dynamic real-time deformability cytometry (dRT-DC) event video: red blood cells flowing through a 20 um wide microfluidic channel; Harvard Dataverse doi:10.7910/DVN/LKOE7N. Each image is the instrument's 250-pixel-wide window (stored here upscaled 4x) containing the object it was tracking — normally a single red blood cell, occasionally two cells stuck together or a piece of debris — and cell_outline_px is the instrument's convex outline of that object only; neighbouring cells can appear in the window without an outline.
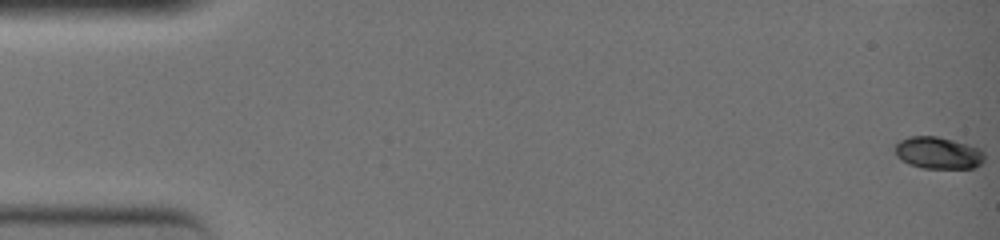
{"species": "common noctule bat (a hibernating species)", "species_latin": "Nyctalus noctula", "temperature_condition": "warm", "stored_images_in_passage": 44, "camera_frame_rate_fps": 3000, "um_per_image_px": 0.085, "animal": {"sex": "female", "body_mass_g": 19.0, "forearm_length_mm": 51.5}, "frame": {"image": 1, "passage_image": 1, "time_ms": 0.0, "image_size_px": [1000, 240], "cell_outline_px": [[984, 160], [976, 168], [924, 168], [908, 164], [900, 160], [896, 156], [892, 148], [900, 140], [908, 136], [936, 136], [968, 144], [980, 148], [984, 152]], "centroid_in_image_um": [79.71, 12.99], "position_along_channel_um": 5.3, "area_um2": 16.94}}
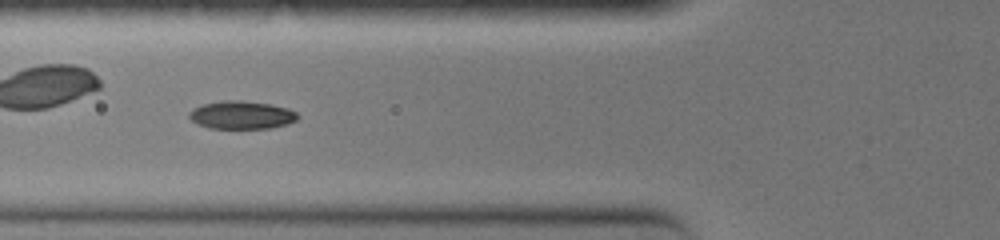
{"frame": {"image": 2, "passage_image": 21, "time_ms": 6.667, "image_size_px": [1000, 240], "cell_outline_px": [[300, 116], [296, 120], [288, 124], [272, 128], [208, 128], [196, 124], [188, 116], [188, 112], [192, 108], [200, 104], [220, 100], [240, 100], [272, 104], [288, 108], [296, 112]], "centroid_in_image_um": [20.51, 9.76], "position_along_channel_um": 105.3, "area_um2": 18.09}}
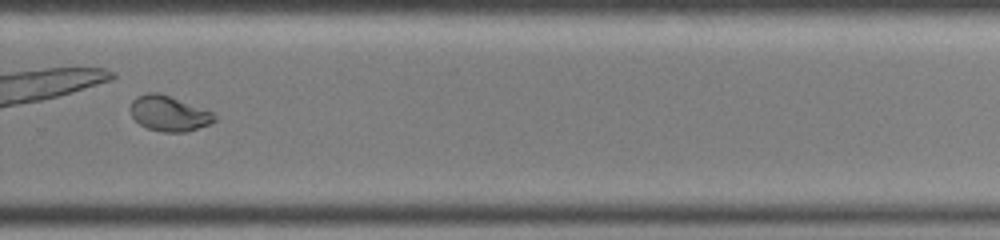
{"frame": {"image": 3, "passage_image": 37, "time_ms": 12.0, "image_size_px": [1000, 240], "cell_outline_px": [[216, 120], [208, 124], [188, 132], [164, 132], [148, 128], [140, 124], [132, 116], [128, 108], [132, 100], [136, 96], [148, 92], [160, 92], [212, 112], [216, 116]], "centroid_in_image_um": [14.32, 9.63], "position_along_channel_um": 315.5, "area_um2": 17.34}, "authors_computed_cell_mechanics": {"area_um2": 17.3111, "velocity_mm_per_s": 3.9525, "shape_relaxation_time_tau1_ms": 2.0434, "shape_relaxation_time_tau2_ms": null, "deformation_change_tau1": 0.1506, "deformation_change_tau2": null}}